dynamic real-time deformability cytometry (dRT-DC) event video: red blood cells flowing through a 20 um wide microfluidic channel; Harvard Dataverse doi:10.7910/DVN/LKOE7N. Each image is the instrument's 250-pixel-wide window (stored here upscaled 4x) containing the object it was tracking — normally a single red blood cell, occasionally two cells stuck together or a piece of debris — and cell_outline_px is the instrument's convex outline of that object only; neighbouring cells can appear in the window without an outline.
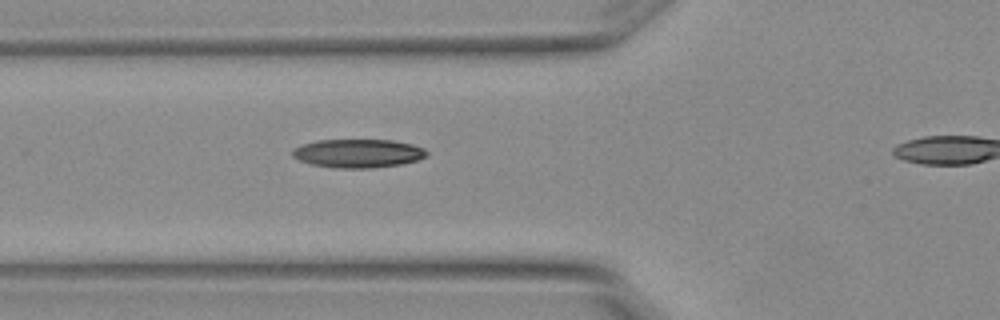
{"species": "Egyptian fruit bat (a non-hibernating species)", "species_latin": "Rousettus aegyptiacus", "temperature_condition": "warm", "stored_images_in_passage": 5, "segment_of_instrument_passage": [1, 2], "camera_frame_rate_fps": 3000, "um_per_image_px": 0.085, "animal": {"sex": "female"}, "frame": {"image": 1, "passage_image": 4, "time_ms": 1.0, "image_size_px": [1000, 320], "cell_outline_px": [[428, 156], [416, 160], [400, 164], [368, 168], [336, 168], [312, 164], [300, 160], [292, 156], [292, 148], [300, 144], [316, 140], [392, 140], [412, 144], [424, 148], [428, 152]], "centroid_in_image_um": [30.41, 13.02], "position_along_channel_um": 95.4, "area_um2": 22.37}}